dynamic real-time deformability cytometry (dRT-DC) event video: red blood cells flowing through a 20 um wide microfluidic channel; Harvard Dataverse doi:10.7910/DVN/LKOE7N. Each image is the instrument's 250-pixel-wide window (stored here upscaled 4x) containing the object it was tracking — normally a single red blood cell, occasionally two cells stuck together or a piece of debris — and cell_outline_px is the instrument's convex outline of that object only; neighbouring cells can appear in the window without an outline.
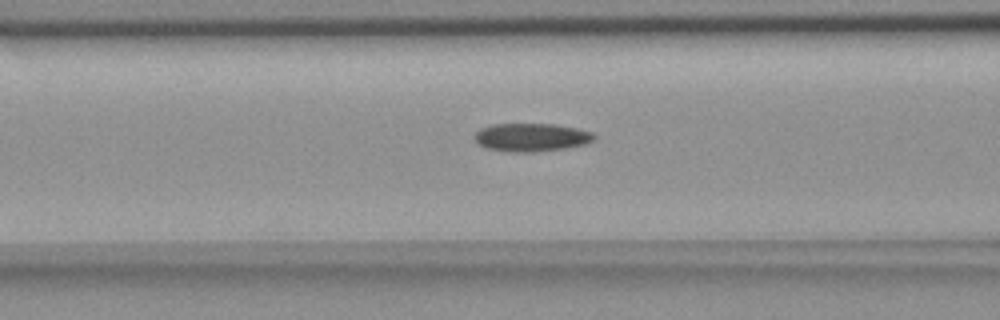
{"species": "common noctule bat (a hibernating species)", "species_latin": "Nyctalus noctula", "temperature_condition": "room temperature", "stored_images_in_passage": 35, "camera_frame_rate_fps": 3000, "um_per_image_px": 0.085, "animal": {"sex": "female", "body_mass_g": 18.4}, "frame": {"image": 1, "passage_image": 11, "time_ms": 3.333, "image_size_px": [1000, 320], "cell_outline_px": [[596, 136], [592, 140], [584, 144], [564, 148], [532, 152], [508, 152], [488, 148], [476, 144], [472, 136], [480, 128], [492, 124], [556, 124], [576, 128], [592, 132]], "centroid_in_image_um": [45.1, 11.67], "position_along_channel_um": 121.5, "area_um2": 19.71}}
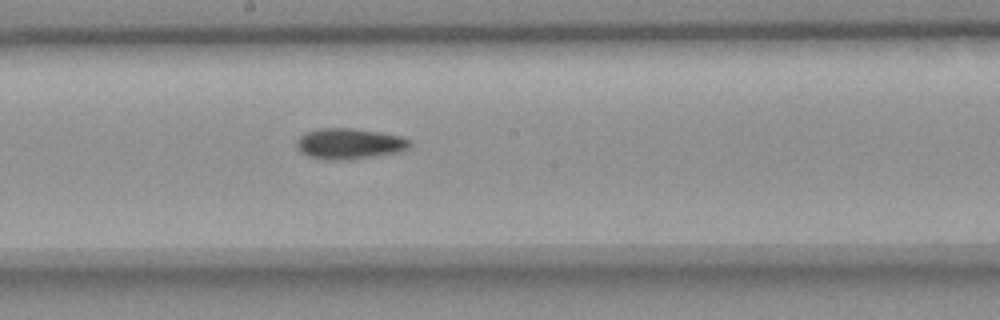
{"frame": {"image": 2, "passage_image": 19, "time_ms": 6.0, "image_size_px": [1000, 320], "cell_outline_px": [[412, 144], [408, 148], [400, 152], [344, 160], [328, 160], [308, 156], [300, 152], [296, 148], [296, 140], [304, 132], [316, 128], [352, 128], [400, 136], [408, 140]], "centroid_in_image_um": [29.62, 12.21], "position_along_channel_um": 218.6, "area_um2": 20.29}}
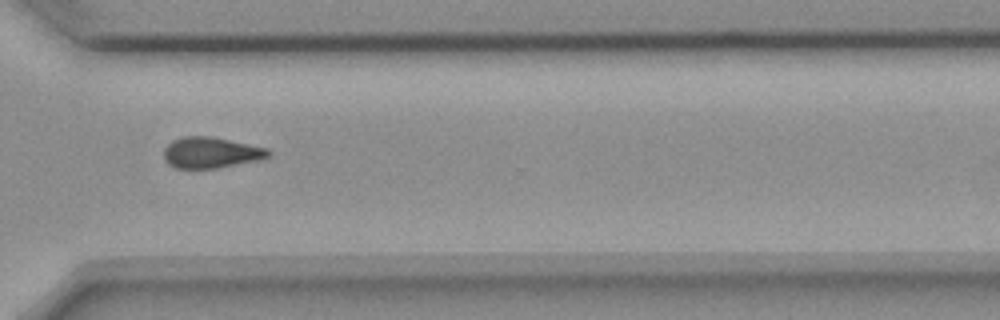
{"frame": {"image": 3, "passage_image": 30, "time_ms": 9.667, "image_size_px": [1000, 320], "cell_outline_px": [[272, 152], [268, 156], [256, 160], [216, 168], [176, 168], [168, 164], [164, 160], [164, 148], [172, 140], [184, 136], [212, 136], [268, 148]], "centroid_in_image_um": [17.9, 12.96], "position_along_channel_um": 352.7, "area_um2": 18.79}, "authors_computed_cell_mechanics": {"area_um2": 19.3052, "velocity_mm_per_s": 3.6475, "shape_relaxation_time_tau1_ms": null, "shape_relaxation_time_tau2_ms": 11.1684, "deformation_change_tau1": null, "deformation_change_tau2": 0.2072}}